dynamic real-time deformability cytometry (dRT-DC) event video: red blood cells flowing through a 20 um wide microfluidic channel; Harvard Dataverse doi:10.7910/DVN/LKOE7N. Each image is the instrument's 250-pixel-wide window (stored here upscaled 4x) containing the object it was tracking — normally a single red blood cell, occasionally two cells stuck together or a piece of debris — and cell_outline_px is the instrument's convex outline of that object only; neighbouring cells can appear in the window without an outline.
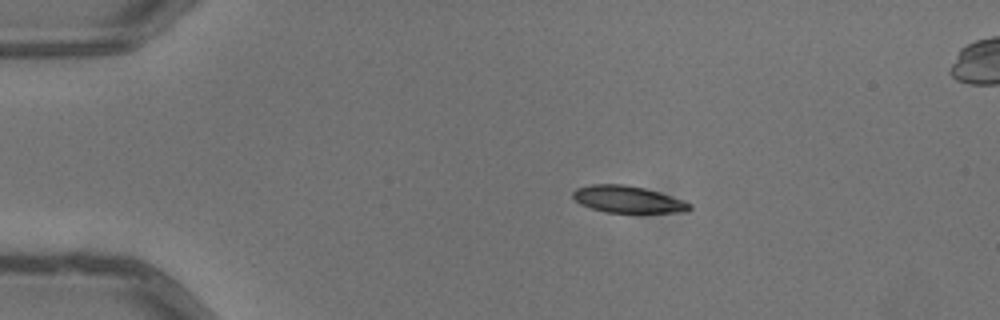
{"species": "common noctule bat (a hibernating species)", "species_latin": "Nyctalus noctula", "temperature_condition": "warm", "stored_images_in_passage": 3, "camera_frame_rate_fps": 3000, "um_per_image_px": 0.085, "animal": {"sex": "male", "body_mass_g": 13.3}, "frame": {"image": 1, "passage_image": 2, "time_ms": 0.333, "image_size_px": [1000, 320], "cell_outline_px": [[692, 208], [684, 212], [604, 212], [580, 204], [572, 196], [572, 192], [576, 188], [592, 184], [624, 184], [644, 188], [684, 200], [692, 204]], "centroid_in_image_um": [53.35, 16.94], "position_along_channel_um": 31.7, "area_um2": 18.15}}